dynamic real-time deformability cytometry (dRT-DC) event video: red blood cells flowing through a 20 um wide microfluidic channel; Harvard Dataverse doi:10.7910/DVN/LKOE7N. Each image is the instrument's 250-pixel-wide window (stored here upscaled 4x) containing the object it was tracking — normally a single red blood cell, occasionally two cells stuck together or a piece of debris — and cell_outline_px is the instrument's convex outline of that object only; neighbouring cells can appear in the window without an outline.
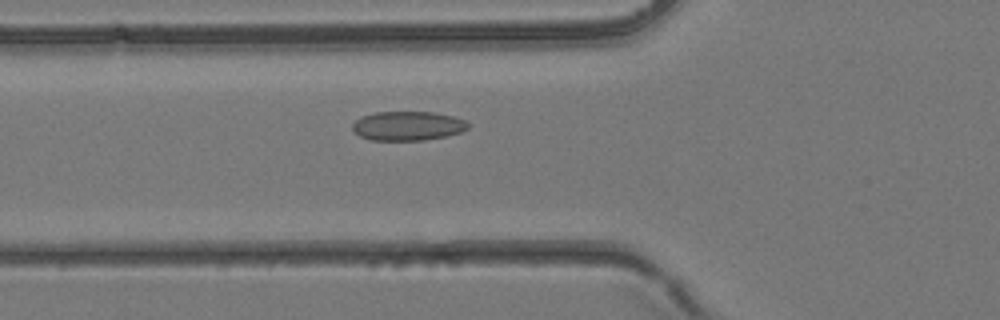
{"species": "common noctule bat (a hibernating species)", "species_latin": "Nyctalus noctula", "temperature_condition": "room temperature", "stored_images_in_passage": 37, "camera_frame_rate_fps": 3000, "um_per_image_px": 0.085, "animal": {"sex": "female", "body_mass_g": 24.6, "forearm_length_mm": 56.2}, "frame": {"image": 1, "passage_image": 12, "time_ms": 3.667, "image_size_px": [1000, 320], "cell_outline_px": [[468, 128], [460, 132], [448, 136], [424, 140], [372, 140], [360, 136], [352, 128], [352, 124], [360, 116], [372, 112], [432, 112], [456, 116], [464, 120], [468, 124]], "centroid_in_image_um": [34.65, 10.69], "position_along_channel_um": 91.1, "area_um2": 19.77}}
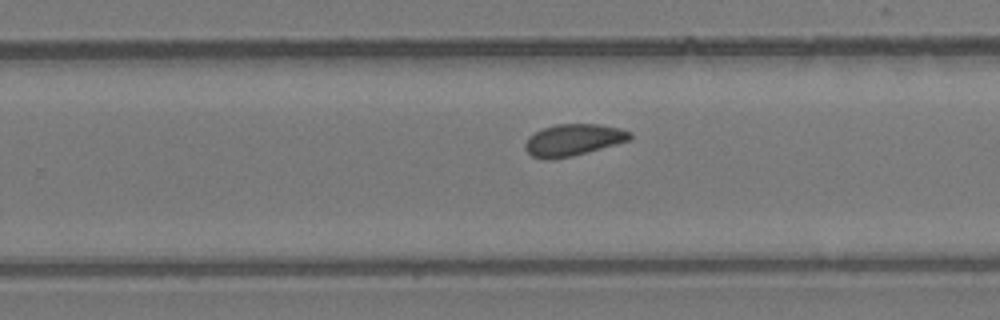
{"frame": {"image": 2, "passage_image": 23, "time_ms": 7.333, "image_size_px": [1000, 320], "cell_outline_px": [[632, 136], [628, 140], [616, 144], [572, 156], [544, 160], [532, 156], [524, 148], [524, 144], [528, 136], [544, 128], [556, 124], [600, 124], [620, 128], [632, 132]], "centroid_in_image_um": [48.71, 11.89], "position_along_channel_um": 281.1, "area_um2": 19.31}}
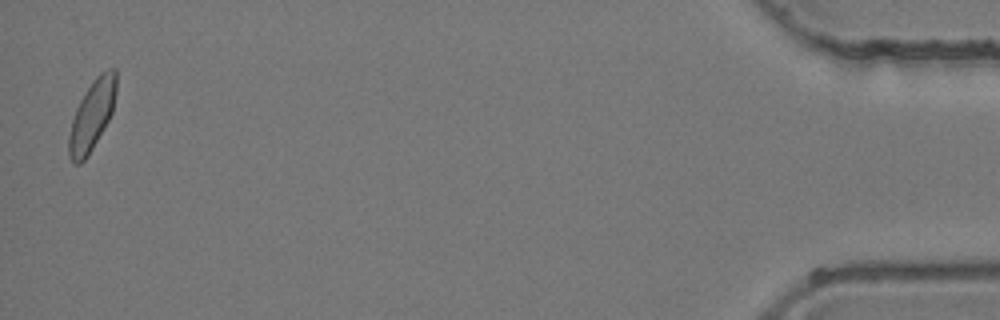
{"frame": {"image": 3, "passage_image": 37, "time_ms": 12.0, "image_size_px": [1000, 320], "cell_outline_px": [[116, 92], [112, 112], [108, 120], [88, 156], [80, 164], [72, 164], [68, 156], [68, 136], [72, 120], [76, 108], [84, 92], [92, 80], [100, 72], [108, 68], [116, 68]], "centroid_in_image_um": [7.8, 9.8], "position_along_channel_um": 427.4, "area_um2": 19.48}}